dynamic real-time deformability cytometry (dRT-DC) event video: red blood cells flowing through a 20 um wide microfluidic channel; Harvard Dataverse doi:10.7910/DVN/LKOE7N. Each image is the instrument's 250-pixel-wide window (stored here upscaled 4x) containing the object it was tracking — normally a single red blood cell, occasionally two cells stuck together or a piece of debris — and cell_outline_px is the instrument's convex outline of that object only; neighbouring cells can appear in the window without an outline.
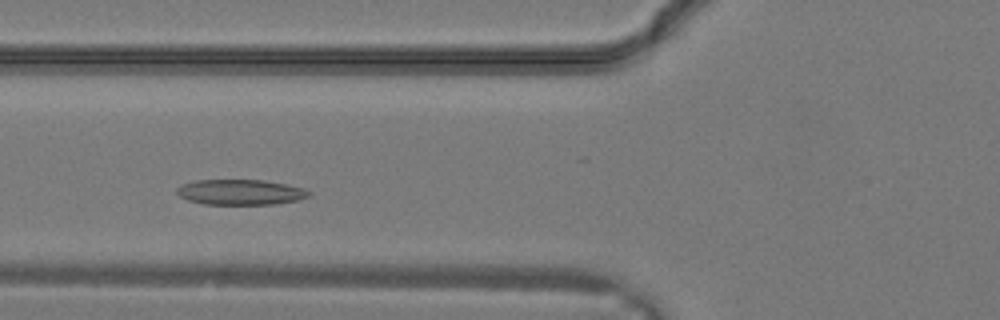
{"species": "common noctule bat (a hibernating species)", "species_latin": "Nyctalus noctula", "temperature_condition": "warm", "stored_images_in_passage": 26, "camera_frame_rate_fps": 3000, "um_per_image_px": 0.085, "animal": {"sex": "male", "body_mass_g": 19.2, "forearm_length_mm": 51.8}, "frame": {"image": 1, "passage_image": 7, "time_ms": 2.0, "image_size_px": [1000, 320], "cell_outline_px": [[312, 192], [308, 196], [300, 200], [276, 204], [204, 204], [188, 200], [180, 196], [176, 192], [176, 188], [180, 184], [196, 180], [264, 180], [304, 188]], "centroid_in_image_um": [20.43, 16.33], "position_along_channel_um": 105.4, "area_um2": 19.59}}
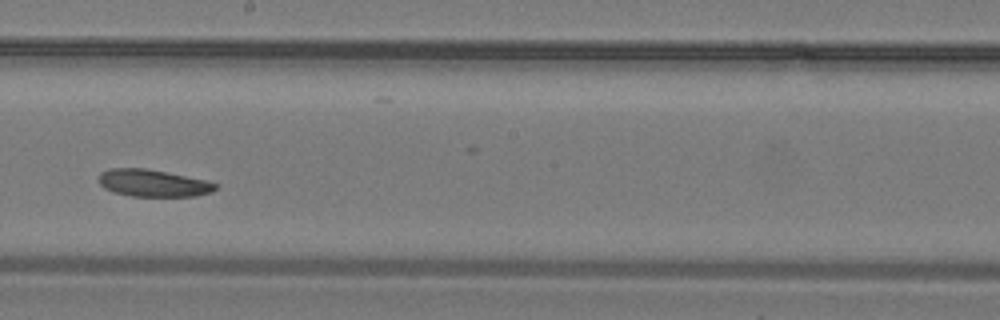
{"frame": {"image": 2, "passage_image": 13, "time_ms": 4.0, "image_size_px": [1000, 320], "cell_outline_px": [[220, 184], [212, 192], [196, 196], [132, 196], [112, 192], [104, 188], [100, 184], [100, 172], [112, 168], [144, 168], [208, 180]], "centroid_in_image_um": [13.05, 15.57], "position_along_channel_um": 235.2, "area_um2": 18.5}}
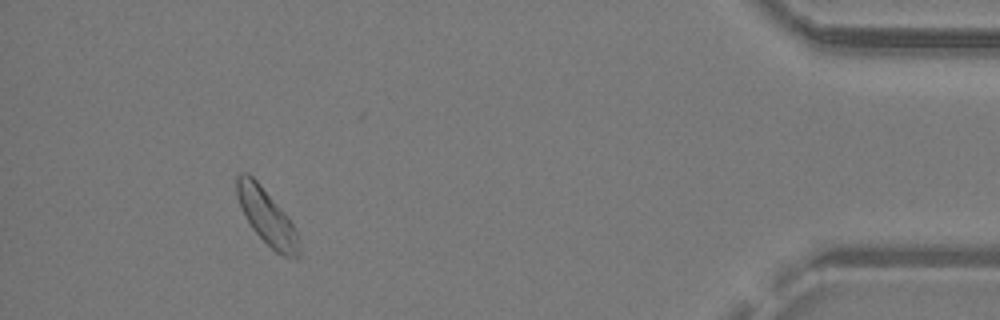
{"frame": {"image": 3, "passage_image": 24, "time_ms": 7.667, "image_size_px": [1000, 320], "cell_outline_px": [[300, 256], [296, 260], [284, 256], [276, 252], [252, 228], [244, 216], [240, 208], [236, 196], [236, 176], [240, 172], [248, 172], [260, 184], [288, 216], [296, 232], [300, 248]], "centroid_in_image_um": [22.66, 18.41], "position_along_channel_um": 412.5, "area_um2": 20.17}}